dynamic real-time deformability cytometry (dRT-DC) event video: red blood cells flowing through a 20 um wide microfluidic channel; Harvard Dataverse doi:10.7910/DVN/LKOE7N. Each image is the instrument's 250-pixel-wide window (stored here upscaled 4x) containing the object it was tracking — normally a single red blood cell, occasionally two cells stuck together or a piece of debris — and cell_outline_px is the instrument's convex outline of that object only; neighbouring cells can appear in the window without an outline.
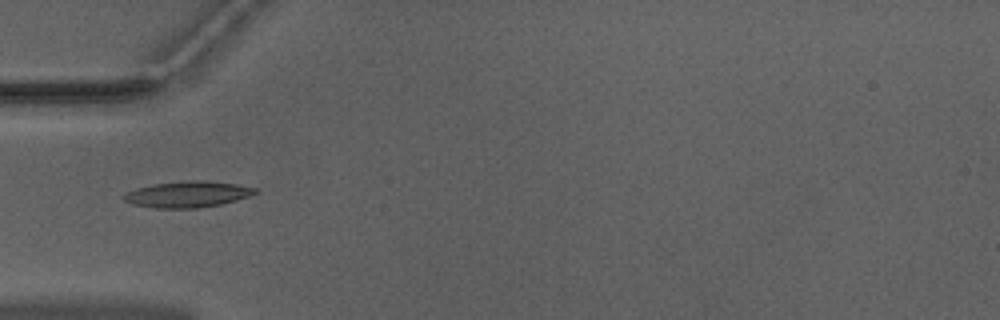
{"species": "Egyptian fruit bat (a non-hibernating species)", "species_latin": "Rousettus aegyptiacus", "temperature_condition": "warm", "stored_images_in_passage": 36, "camera_frame_rate_fps": 3000, "um_per_image_px": 0.085, "animal": {"sex": "male"}, "frame": {"image": 1, "passage_image": 1, "time_ms": 0.0, "image_size_px": [1000, 320], "cell_outline_px": [[256, 192], [248, 196], [236, 200], [220, 204], [196, 208], [156, 208], [132, 204], [124, 200], [120, 196], [136, 188], [152, 184], [188, 180], [200, 180], [236, 184], [256, 188]], "centroid_in_image_um": [15.89, 16.51], "position_along_channel_um": 69.1, "area_um2": 19.83}}
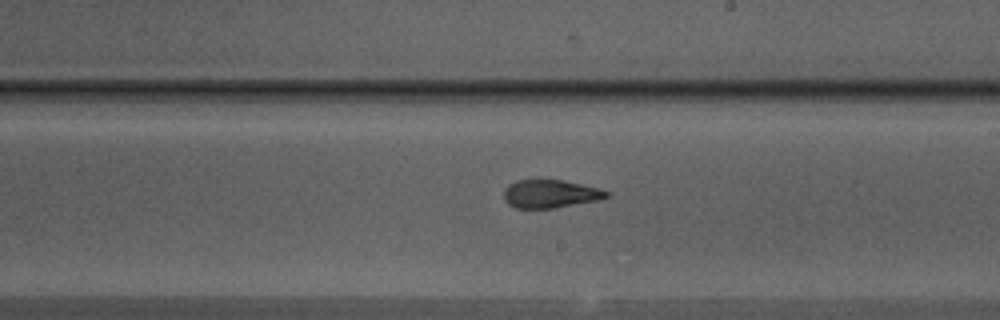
{"frame": {"image": 2, "passage_image": 14, "time_ms": 4.333, "image_size_px": [1000, 320], "cell_outline_px": [[612, 192], [608, 196], [600, 200], [556, 208], [516, 208], [508, 204], [504, 200], [504, 188], [508, 184], [516, 180], [564, 180], [600, 188]], "centroid_in_image_um": [46.8, 16.48], "position_along_channel_um": 242.2, "area_um2": 17.11}}
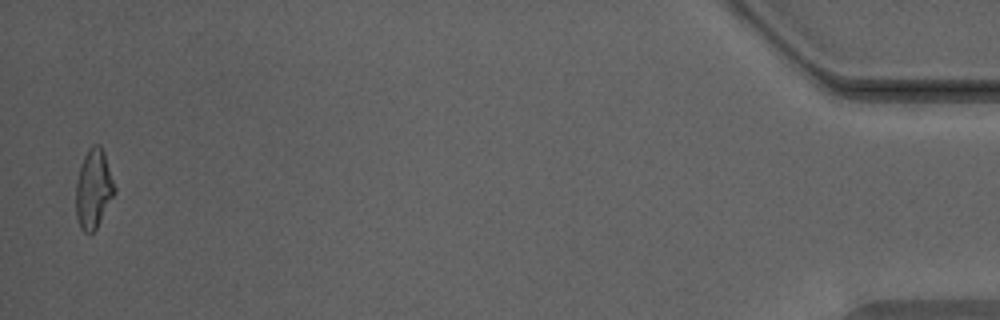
{"frame": {"image": 3, "passage_image": 35, "time_ms": 11.333, "image_size_px": [1000, 320], "cell_outline_px": [[116, 192], [96, 228], [92, 232], [84, 232], [80, 228], [76, 216], [76, 180], [80, 164], [88, 148], [92, 144], [100, 144], [104, 152], [116, 188]], "centroid_in_image_um": [7.94, 16.02], "position_along_channel_um": 427.3, "area_um2": 17.92}, "authors_computed_cell_mechanics": {"area_um2": 17.2822, "velocity_mm_per_s": 3.9936, "shape_relaxation_time_tau1_ms": null, "shape_relaxation_time_tau2_ms": 1.8025, "deformation_change_tau1": null, "deformation_change_tau2": 0.0947}}